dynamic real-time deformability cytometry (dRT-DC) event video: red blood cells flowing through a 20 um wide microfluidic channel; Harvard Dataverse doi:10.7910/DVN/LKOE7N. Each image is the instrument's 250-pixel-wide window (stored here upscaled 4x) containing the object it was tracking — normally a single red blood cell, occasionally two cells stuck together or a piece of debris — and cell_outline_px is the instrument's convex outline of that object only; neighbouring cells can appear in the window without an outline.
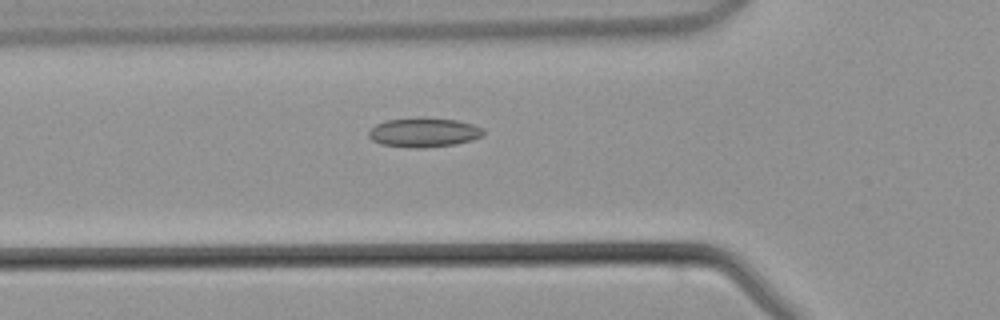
{"species": "common noctule bat (a hibernating species)", "species_latin": "Nyctalus noctula", "temperature_condition": "warm", "stored_images_in_passage": 39, "camera_frame_rate_fps": 3000, "um_per_image_px": 0.085, "animal": {"sex": "male", "body_mass_g": 21.5, "forearm_length_mm": 52.0}, "frame": {"image": 1, "passage_image": 14, "time_ms": 4.333, "image_size_px": [1000, 320], "cell_outline_px": [[484, 136], [472, 140], [456, 144], [424, 148], [416, 148], [380, 144], [372, 140], [368, 136], [368, 132], [376, 124], [388, 120], [456, 120], [472, 124], [484, 128]], "centroid_in_image_um": [36.06, 11.31], "position_along_channel_um": 89.7, "area_um2": 18.9}}
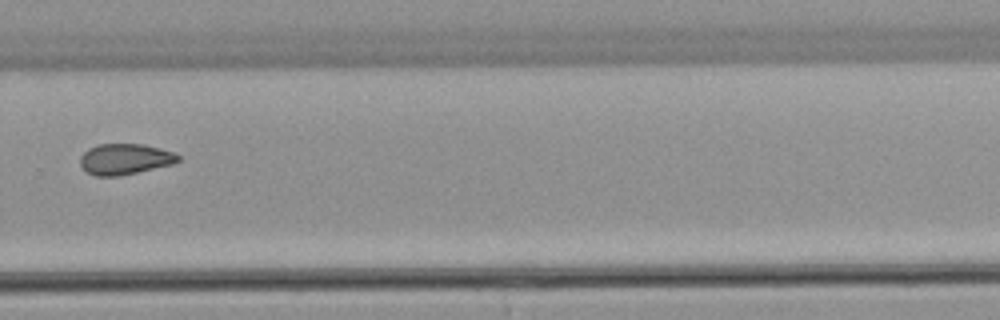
{"frame": {"image": 2, "passage_image": 29, "time_ms": 9.333, "image_size_px": [1000, 320], "cell_outline_px": [[180, 160], [172, 164], [136, 172], [116, 176], [96, 176], [88, 172], [80, 164], [80, 156], [88, 148], [100, 144], [144, 144], [172, 152], [180, 156]], "centroid_in_image_um": [10.6, 13.51], "position_along_channel_um": 319.2, "area_um2": 17.34}}
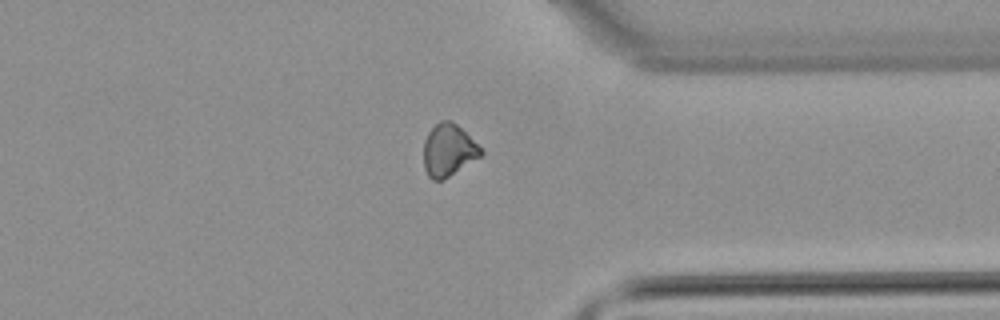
{"frame": {"image": 3, "passage_image": 33, "time_ms": 10.667, "image_size_px": [1000, 320], "cell_outline_px": [[484, 152], [480, 156], [444, 180], [432, 180], [428, 176], [424, 168], [424, 140], [428, 132], [440, 120], [452, 120]], "centroid_in_image_um": [38.08, 12.78], "position_along_channel_um": 373.3, "area_um2": 17.17}}